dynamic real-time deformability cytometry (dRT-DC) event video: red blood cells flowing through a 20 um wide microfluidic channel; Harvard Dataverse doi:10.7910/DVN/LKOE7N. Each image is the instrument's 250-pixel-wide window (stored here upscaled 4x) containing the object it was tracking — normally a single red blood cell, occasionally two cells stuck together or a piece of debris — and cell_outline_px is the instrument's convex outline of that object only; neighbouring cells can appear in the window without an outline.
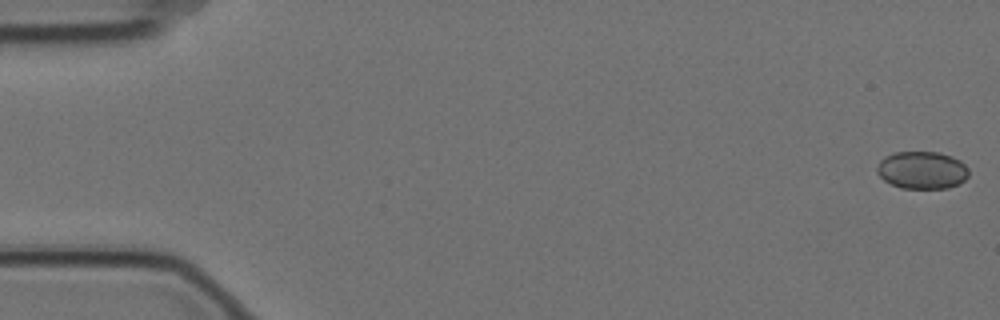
{"species": "Egyptian fruit bat (a non-hibernating species)", "species_latin": "Rousettus aegyptiacus", "temperature_condition": "cold", "stored_images_in_passage": 55, "camera_frame_rate_fps": 3000, "um_per_image_px": 0.085, "animal": {"sex": "female"}, "frame": {"image": 1, "passage_image": 1, "time_ms": 0.0, "image_size_px": [1000, 320], "cell_outline_px": [[968, 176], [960, 184], [948, 188], [900, 188], [884, 180], [876, 172], [876, 168], [880, 160], [884, 156], [892, 152], [940, 152], [952, 156], [960, 160], [968, 168]], "centroid_in_image_um": [78.37, 14.45], "position_along_channel_um": 6.6, "area_um2": 20.29}}
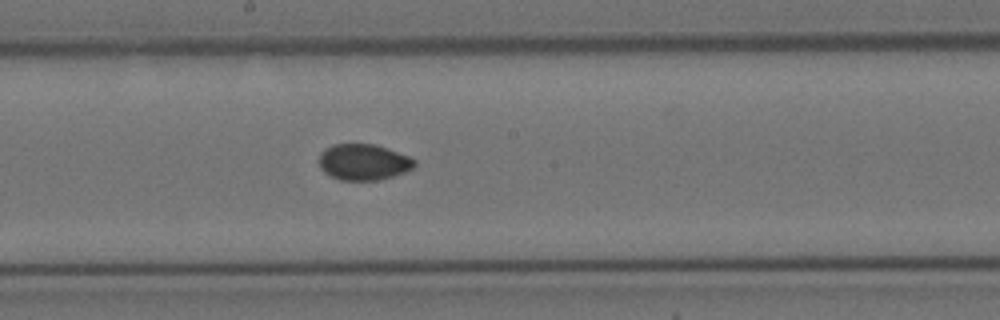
{"frame": {"image": 2, "passage_image": 31, "time_ms": 10.0, "image_size_px": [1000, 320], "cell_outline_px": [[416, 164], [412, 168], [404, 172], [380, 180], [340, 180], [324, 172], [320, 168], [320, 152], [324, 148], [332, 144], [376, 144], [408, 156], [416, 160]], "centroid_in_image_um": [30.88, 13.77], "position_along_channel_um": 217.3, "area_um2": 20.06}}
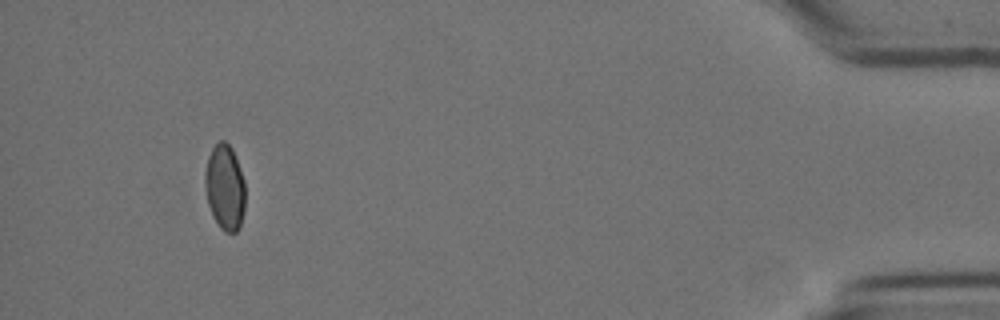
{"frame": {"image": 3, "passage_image": 54, "time_ms": 17.667, "image_size_px": [1000, 320], "cell_outline_px": [[244, 212], [240, 228], [236, 232], [224, 232], [220, 228], [212, 216], [208, 204], [204, 184], [204, 172], [208, 156], [212, 148], [220, 140], [224, 140], [232, 148], [244, 180]], "centroid_in_image_um": [19.1, 15.94], "position_along_channel_um": 416.1, "area_um2": 20.23}}